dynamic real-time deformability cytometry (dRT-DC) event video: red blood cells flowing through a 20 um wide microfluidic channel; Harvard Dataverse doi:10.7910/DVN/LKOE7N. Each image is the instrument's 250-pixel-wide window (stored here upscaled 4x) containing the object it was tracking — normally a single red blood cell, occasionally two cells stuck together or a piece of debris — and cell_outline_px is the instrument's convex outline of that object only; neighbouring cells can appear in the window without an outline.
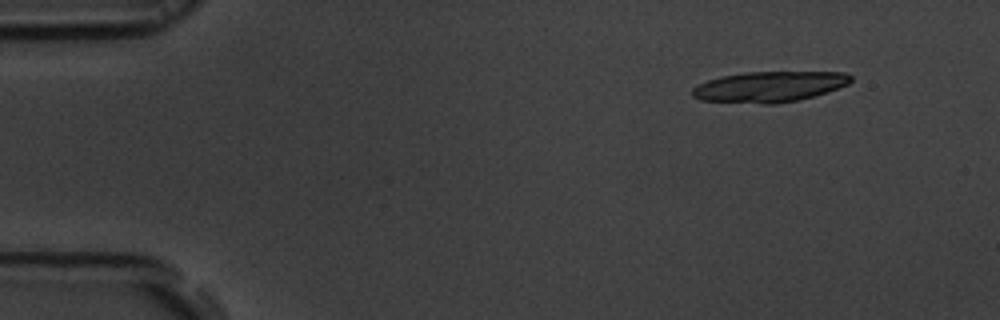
{"species": "common noctule bat (a hibernating species)", "species_latin": "Nyctalus noctula", "temperature_condition": "room temperature", "stored_images_in_passage": 14, "camera_frame_rate_fps": 3000, "um_per_image_px": 0.085, "animal": {"sex": "male", "body_mass_g": 19.5, "forearm_length_mm": 54.6}, "frame": {"image": 1, "passage_image": 1, "time_ms": 0.0, "image_size_px": [1000, 320], "cell_outline_px": [[852, 80], [848, 84], [812, 96], [796, 100], [776, 104], [764, 104], [700, 100], [692, 96], [692, 88], [708, 80], [720, 76], [744, 72], [848, 72], [852, 76]], "centroid_in_image_um": [65.37, 7.36], "position_along_channel_um": 19.6, "area_um2": 28.15}}